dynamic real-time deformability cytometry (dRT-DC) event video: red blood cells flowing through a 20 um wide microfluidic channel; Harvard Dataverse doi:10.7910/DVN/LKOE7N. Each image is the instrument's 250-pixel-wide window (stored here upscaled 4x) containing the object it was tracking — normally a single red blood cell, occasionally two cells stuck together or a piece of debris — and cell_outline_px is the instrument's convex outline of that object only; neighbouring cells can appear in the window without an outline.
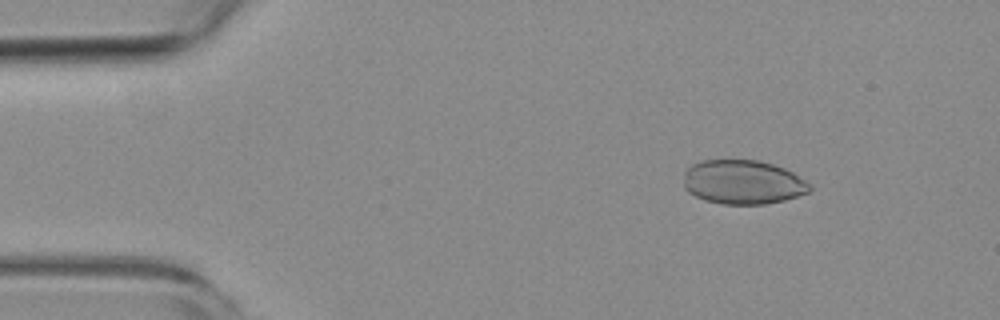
{"species": "common noctule bat (a hibernating species)", "species_latin": "Nyctalus noctula", "temperature_condition": "room temperature", "stored_images_in_passage": 9, "camera_frame_rate_fps": 3000, "um_per_image_px": 0.085, "animal": {"sex": "female", "body_mass_g": 19.3, "forearm_length_mm": 54.1}, "frame": {"image": 1, "passage_image": 2, "time_ms": 1.0, "image_size_px": [1000, 320], "cell_outline_px": [[812, 188], [808, 192], [784, 200], [764, 204], [720, 204], [704, 200], [688, 192], [684, 188], [684, 172], [692, 164], [700, 160], [760, 160], [784, 168], [792, 172], [812, 184]], "centroid_in_image_um": [63.13, 15.48], "position_along_channel_um": 21.9, "area_um2": 32.6}}